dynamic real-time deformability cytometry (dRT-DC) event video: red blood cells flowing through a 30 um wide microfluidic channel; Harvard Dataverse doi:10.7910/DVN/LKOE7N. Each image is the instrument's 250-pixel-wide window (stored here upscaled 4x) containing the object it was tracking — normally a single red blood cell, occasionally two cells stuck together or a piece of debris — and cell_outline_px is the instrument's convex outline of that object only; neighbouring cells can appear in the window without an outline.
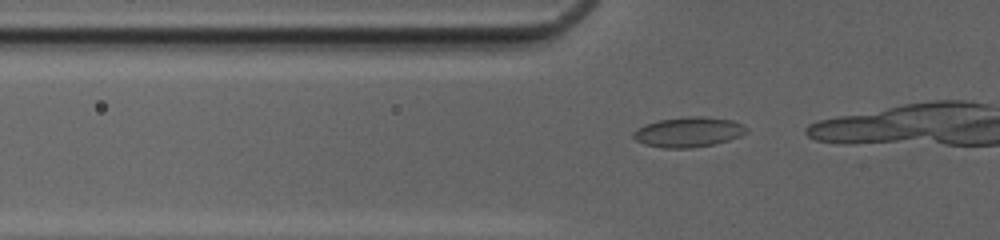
{"species": "common noctule bat (a hibernating species)", "species_latin": "Nyctalus noctula", "temperature_condition": "cold", "stored_images_in_passage": 7, "camera_frame_rate_fps": 3000, "um_per_image_px": 0.085, "animal": {"sex": "female", "body_mass_g": 20.0, "forearm_length_mm": 54.0}, "frame": {"image": 1, "passage_image": 2, "time_ms": 0.333, "image_size_px": [1000, 240], "cell_outline_px": [[748, 132], [740, 136], [728, 140], [712, 144], [692, 148], [664, 148], [644, 144], [636, 140], [632, 136], [632, 132], [644, 124], [660, 120], [688, 116], [704, 116], [732, 120], [748, 128]], "centroid_in_image_um": [58.51, 11.22], "position_along_channel_um": 67.3, "area_um2": 19.77}}
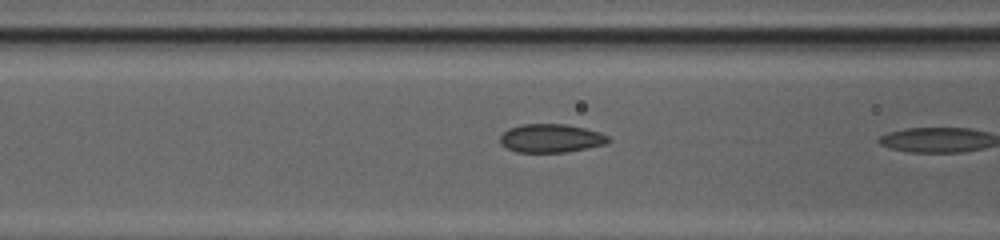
{"frame": {"image": 2, "passage_image": 6, "time_ms": 1.667, "image_size_px": [1000, 240], "cell_outline_px": [[612, 140], [608, 144], [568, 152], [516, 152], [500, 144], [500, 136], [508, 128], [520, 124], [568, 124], [600, 132], [608, 136]], "centroid_in_image_um": [46.86, 11.75], "position_along_channel_um": 119.7, "area_um2": 18.21}}